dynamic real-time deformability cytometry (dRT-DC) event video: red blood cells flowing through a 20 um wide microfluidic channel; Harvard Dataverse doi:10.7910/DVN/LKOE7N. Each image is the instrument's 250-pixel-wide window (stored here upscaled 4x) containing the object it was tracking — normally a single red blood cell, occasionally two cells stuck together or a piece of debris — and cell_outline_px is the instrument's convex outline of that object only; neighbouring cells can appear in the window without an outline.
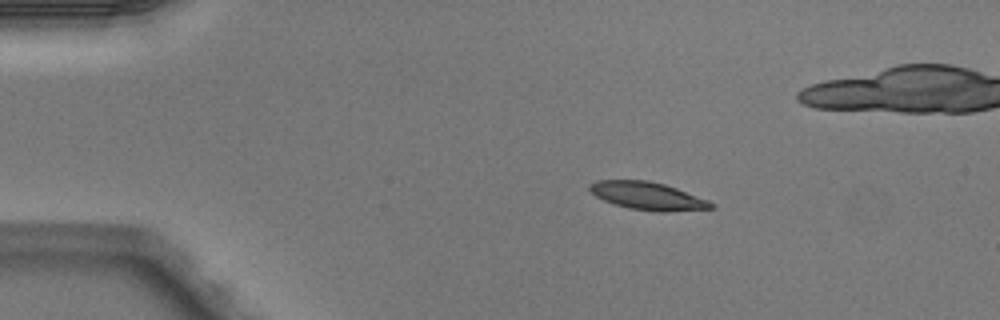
{"species": "Egyptian fruit bat (a non-hibernating species)", "species_latin": "Rousettus aegyptiacus", "temperature_condition": "warm", "stored_images_in_passage": 4, "camera_frame_rate_fps": 3000, "um_per_image_px": 0.085, "animal": {"sex": "male"}, "frame": {"image": 1, "passage_image": 1, "time_ms": 0.0, "image_size_px": [1000, 320], "cell_outline_px": [[716, 208], [664, 212], [656, 212], [628, 208], [612, 204], [596, 196], [588, 188], [588, 184], [596, 180], [648, 180], [664, 184], [676, 188], [708, 200], [716, 204]], "centroid_in_image_um": [55.05, 16.66], "position_along_channel_um": 30.0, "area_um2": 19.83}}
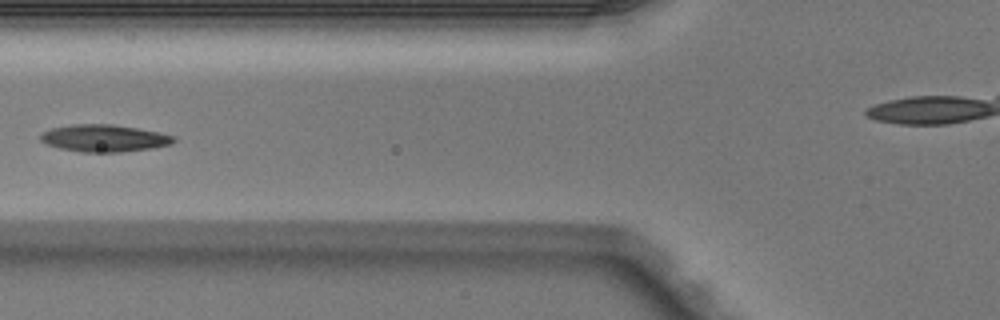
{"frame": {"image": 2, "passage_image": 4, "time_ms": 1.0, "image_size_px": [1000, 320], "cell_outline_px": [[176, 140], [172, 144], [152, 148], [120, 152], [80, 152], [60, 148], [48, 144], [40, 140], [40, 136], [44, 132], [52, 128], [72, 124], [112, 124], [136, 128], [176, 136]], "centroid_in_image_um": [8.87, 11.75], "position_along_channel_um": 116.9, "area_um2": 20.92}}